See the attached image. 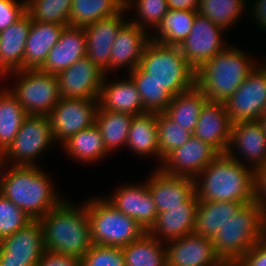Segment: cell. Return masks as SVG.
Here are the masks:
<instances>
[{"mask_svg": "<svg viewBox=\"0 0 266 266\" xmlns=\"http://www.w3.org/2000/svg\"><path fill=\"white\" fill-rule=\"evenodd\" d=\"M231 149L220 153L199 174H203V183L195 187L199 201L242 202L244 205L254 200L255 171L247 169ZM205 177V178H204Z\"/></svg>", "mask_w": 266, "mask_h": 266, "instance_id": "6da1fadb", "label": "cell"}, {"mask_svg": "<svg viewBox=\"0 0 266 266\" xmlns=\"http://www.w3.org/2000/svg\"><path fill=\"white\" fill-rule=\"evenodd\" d=\"M39 221L47 251L81 259L92 246L87 205L78 210L62 201Z\"/></svg>", "mask_w": 266, "mask_h": 266, "instance_id": "7a4b0ae2", "label": "cell"}, {"mask_svg": "<svg viewBox=\"0 0 266 266\" xmlns=\"http://www.w3.org/2000/svg\"><path fill=\"white\" fill-rule=\"evenodd\" d=\"M45 176L34 165H14L10 172L1 175L0 193L32 220H40L61 203Z\"/></svg>", "mask_w": 266, "mask_h": 266, "instance_id": "3957f363", "label": "cell"}, {"mask_svg": "<svg viewBox=\"0 0 266 266\" xmlns=\"http://www.w3.org/2000/svg\"><path fill=\"white\" fill-rule=\"evenodd\" d=\"M254 69L244 53L225 48L196 70L195 85L208 101L225 102Z\"/></svg>", "mask_w": 266, "mask_h": 266, "instance_id": "277c9868", "label": "cell"}, {"mask_svg": "<svg viewBox=\"0 0 266 266\" xmlns=\"http://www.w3.org/2000/svg\"><path fill=\"white\" fill-rule=\"evenodd\" d=\"M266 237V210L253 201L243 205L212 239L215 254L224 260L240 259Z\"/></svg>", "mask_w": 266, "mask_h": 266, "instance_id": "5b68a950", "label": "cell"}, {"mask_svg": "<svg viewBox=\"0 0 266 266\" xmlns=\"http://www.w3.org/2000/svg\"><path fill=\"white\" fill-rule=\"evenodd\" d=\"M139 67L173 97L195 86V69L187 62L179 46L149 40Z\"/></svg>", "mask_w": 266, "mask_h": 266, "instance_id": "8992f818", "label": "cell"}, {"mask_svg": "<svg viewBox=\"0 0 266 266\" xmlns=\"http://www.w3.org/2000/svg\"><path fill=\"white\" fill-rule=\"evenodd\" d=\"M92 244L122 248L141 238L146 231L103 199L87 204Z\"/></svg>", "mask_w": 266, "mask_h": 266, "instance_id": "52a82bcc", "label": "cell"}, {"mask_svg": "<svg viewBox=\"0 0 266 266\" xmlns=\"http://www.w3.org/2000/svg\"><path fill=\"white\" fill-rule=\"evenodd\" d=\"M22 80L11 91L19 100L27 115L47 116L60 101L57 75L37 70H17Z\"/></svg>", "mask_w": 266, "mask_h": 266, "instance_id": "ba28073f", "label": "cell"}, {"mask_svg": "<svg viewBox=\"0 0 266 266\" xmlns=\"http://www.w3.org/2000/svg\"><path fill=\"white\" fill-rule=\"evenodd\" d=\"M96 101L85 98H61L47 115L54 138L64 143L79 131L95 125L99 108Z\"/></svg>", "mask_w": 266, "mask_h": 266, "instance_id": "9c48e42d", "label": "cell"}, {"mask_svg": "<svg viewBox=\"0 0 266 266\" xmlns=\"http://www.w3.org/2000/svg\"><path fill=\"white\" fill-rule=\"evenodd\" d=\"M54 139L47 116L27 115L14 140L2 156L15 159V165L32 166L34 165L32 159H35L34 157Z\"/></svg>", "mask_w": 266, "mask_h": 266, "instance_id": "30bf717a", "label": "cell"}, {"mask_svg": "<svg viewBox=\"0 0 266 266\" xmlns=\"http://www.w3.org/2000/svg\"><path fill=\"white\" fill-rule=\"evenodd\" d=\"M224 104L232 124L258 121L266 105V68L254 69Z\"/></svg>", "mask_w": 266, "mask_h": 266, "instance_id": "8fae6325", "label": "cell"}, {"mask_svg": "<svg viewBox=\"0 0 266 266\" xmlns=\"http://www.w3.org/2000/svg\"><path fill=\"white\" fill-rule=\"evenodd\" d=\"M221 30L224 28L197 13L190 34L179 46L183 56L195 71L225 49L219 34Z\"/></svg>", "mask_w": 266, "mask_h": 266, "instance_id": "7c38bea8", "label": "cell"}, {"mask_svg": "<svg viewBox=\"0 0 266 266\" xmlns=\"http://www.w3.org/2000/svg\"><path fill=\"white\" fill-rule=\"evenodd\" d=\"M61 98H85L98 101L105 75L87 56L57 75Z\"/></svg>", "mask_w": 266, "mask_h": 266, "instance_id": "4fadbf2b", "label": "cell"}, {"mask_svg": "<svg viewBox=\"0 0 266 266\" xmlns=\"http://www.w3.org/2000/svg\"><path fill=\"white\" fill-rule=\"evenodd\" d=\"M219 154L209 143L192 134L182 147L174 149L162 160L166 165L161 170L167 174L196 179V174L198 177Z\"/></svg>", "mask_w": 266, "mask_h": 266, "instance_id": "5bb4252c", "label": "cell"}, {"mask_svg": "<svg viewBox=\"0 0 266 266\" xmlns=\"http://www.w3.org/2000/svg\"><path fill=\"white\" fill-rule=\"evenodd\" d=\"M124 1V8L114 16L99 20L84 27L86 38V56L103 71L109 66L112 45L121 27L126 23L121 13L128 9L129 0ZM127 8V9H126Z\"/></svg>", "mask_w": 266, "mask_h": 266, "instance_id": "9a60e30c", "label": "cell"}, {"mask_svg": "<svg viewBox=\"0 0 266 266\" xmlns=\"http://www.w3.org/2000/svg\"><path fill=\"white\" fill-rule=\"evenodd\" d=\"M169 243L167 266H221L210 238L191 233Z\"/></svg>", "mask_w": 266, "mask_h": 266, "instance_id": "2e32d148", "label": "cell"}, {"mask_svg": "<svg viewBox=\"0 0 266 266\" xmlns=\"http://www.w3.org/2000/svg\"><path fill=\"white\" fill-rule=\"evenodd\" d=\"M231 126L224 102L207 101L201 108L193 135L209 143L219 153H226Z\"/></svg>", "mask_w": 266, "mask_h": 266, "instance_id": "e0dca14e", "label": "cell"}, {"mask_svg": "<svg viewBox=\"0 0 266 266\" xmlns=\"http://www.w3.org/2000/svg\"><path fill=\"white\" fill-rule=\"evenodd\" d=\"M196 179L167 174L159 169L147 182L157 213L181 206L194 193Z\"/></svg>", "mask_w": 266, "mask_h": 266, "instance_id": "ac0fdd59", "label": "cell"}, {"mask_svg": "<svg viewBox=\"0 0 266 266\" xmlns=\"http://www.w3.org/2000/svg\"><path fill=\"white\" fill-rule=\"evenodd\" d=\"M86 56L84 27L65 26L58 42L51 48L40 71L58 75Z\"/></svg>", "mask_w": 266, "mask_h": 266, "instance_id": "d6986e66", "label": "cell"}, {"mask_svg": "<svg viewBox=\"0 0 266 266\" xmlns=\"http://www.w3.org/2000/svg\"><path fill=\"white\" fill-rule=\"evenodd\" d=\"M116 209L134 219L146 232L157 218L153 196L145 186H126L120 188L112 199L108 200Z\"/></svg>", "mask_w": 266, "mask_h": 266, "instance_id": "ffe728a7", "label": "cell"}, {"mask_svg": "<svg viewBox=\"0 0 266 266\" xmlns=\"http://www.w3.org/2000/svg\"><path fill=\"white\" fill-rule=\"evenodd\" d=\"M43 228L39 220L0 241V259L29 260L34 266L44 253Z\"/></svg>", "mask_w": 266, "mask_h": 266, "instance_id": "44dd1931", "label": "cell"}, {"mask_svg": "<svg viewBox=\"0 0 266 266\" xmlns=\"http://www.w3.org/2000/svg\"><path fill=\"white\" fill-rule=\"evenodd\" d=\"M144 26L141 22H127L119 30L112 45L109 68L128 64L132 71L139 66L140 59L147 42L150 40L145 36ZM148 38V39H147Z\"/></svg>", "mask_w": 266, "mask_h": 266, "instance_id": "7402d4cb", "label": "cell"}, {"mask_svg": "<svg viewBox=\"0 0 266 266\" xmlns=\"http://www.w3.org/2000/svg\"><path fill=\"white\" fill-rule=\"evenodd\" d=\"M196 192L181 206L171 207L157 214V218L148 233L155 238L160 233L169 240L194 233L196 210L198 205Z\"/></svg>", "mask_w": 266, "mask_h": 266, "instance_id": "603a6c76", "label": "cell"}, {"mask_svg": "<svg viewBox=\"0 0 266 266\" xmlns=\"http://www.w3.org/2000/svg\"><path fill=\"white\" fill-rule=\"evenodd\" d=\"M65 26L31 20L24 51V70L40 69Z\"/></svg>", "mask_w": 266, "mask_h": 266, "instance_id": "cb8c5ba5", "label": "cell"}, {"mask_svg": "<svg viewBox=\"0 0 266 266\" xmlns=\"http://www.w3.org/2000/svg\"><path fill=\"white\" fill-rule=\"evenodd\" d=\"M97 102H101L99 108L105 111L123 112L133 116L147 112L132 79L115 82L109 86L105 84V80L102 81Z\"/></svg>", "mask_w": 266, "mask_h": 266, "instance_id": "d4e9b609", "label": "cell"}, {"mask_svg": "<svg viewBox=\"0 0 266 266\" xmlns=\"http://www.w3.org/2000/svg\"><path fill=\"white\" fill-rule=\"evenodd\" d=\"M244 204L242 202L199 201L196 210L194 233L213 239L225 223Z\"/></svg>", "mask_w": 266, "mask_h": 266, "instance_id": "484cf974", "label": "cell"}, {"mask_svg": "<svg viewBox=\"0 0 266 266\" xmlns=\"http://www.w3.org/2000/svg\"><path fill=\"white\" fill-rule=\"evenodd\" d=\"M237 145L241 152L255 161L254 170L266 163V136L258 121L232 124L229 147Z\"/></svg>", "mask_w": 266, "mask_h": 266, "instance_id": "4316f807", "label": "cell"}, {"mask_svg": "<svg viewBox=\"0 0 266 266\" xmlns=\"http://www.w3.org/2000/svg\"><path fill=\"white\" fill-rule=\"evenodd\" d=\"M31 19L25 13L19 20L0 32V52L5 65L13 72L24 70V51Z\"/></svg>", "mask_w": 266, "mask_h": 266, "instance_id": "83f0119b", "label": "cell"}, {"mask_svg": "<svg viewBox=\"0 0 266 266\" xmlns=\"http://www.w3.org/2000/svg\"><path fill=\"white\" fill-rule=\"evenodd\" d=\"M207 101L203 92L195 85L191 89L174 96L164 113L193 134L201 108Z\"/></svg>", "mask_w": 266, "mask_h": 266, "instance_id": "f1b7e54d", "label": "cell"}, {"mask_svg": "<svg viewBox=\"0 0 266 266\" xmlns=\"http://www.w3.org/2000/svg\"><path fill=\"white\" fill-rule=\"evenodd\" d=\"M123 0H72L69 25L85 27L119 13Z\"/></svg>", "mask_w": 266, "mask_h": 266, "instance_id": "f546056e", "label": "cell"}, {"mask_svg": "<svg viewBox=\"0 0 266 266\" xmlns=\"http://www.w3.org/2000/svg\"><path fill=\"white\" fill-rule=\"evenodd\" d=\"M121 249L125 266H167L166 249L148 232Z\"/></svg>", "mask_w": 266, "mask_h": 266, "instance_id": "4dcf8cb0", "label": "cell"}, {"mask_svg": "<svg viewBox=\"0 0 266 266\" xmlns=\"http://www.w3.org/2000/svg\"><path fill=\"white\" fill-rule=\"evenodd\" d=\"M156 115V112H146L133 117L126 144L135 152L159 156Z\"/></svg>", "mask_w": 266, "mask_h": 266, "instance_id": "1f68e13d", "label": "cell"}, {"mask_svg": "<svg viewBox=\"0 0 266 266\" xmlns=\"http://www.w3.org/2000/svg\"><path fill=\"white\" fill-rule=\"evenodd\" d=\"M0 93V153L14 140L27 116L18 98L11 91Z\"/></svg>", "mask_w": 266, "mask_h": 266, "instance_id": "d6a6232c", "label": "cell"}, {"mask_svg": "<svg viewBox=\"0 0 266 266\" xmlns=\"http://www.w3.org/2000/svg\"><path fill=\"white\" fill-rule=\"evenodd\" d=\"M133 115L123 112H111L98 108L96 126L99 128L106 151L125 144Z\"/></svg>", "mask_w": 266, "mask_h": 266, "instance_id": "836d02e7", "label": "cell"}, {"mask_svg": "<svg viewBox=\"0 0 266 266\" xmlns=\"http://www.w3.org/2000/svg\"><path fill=\"white\" fill-rule=\"evenodd\" d=\"M197 11L193 10H171L163 17L160 25V38L151 39L165 45L180 46L193 27Z\"/></svg>", "mask_w": 266, "mask_h": 266, "instance_id": "e575fe53", "label": "cell"}, {"mask_svg": "<svg viewBox=\"0 0 266 266\" xmlns=\"http://www.w3.org/2000/svg\"><path fill=\"white\" fill-rule=\"evenodd\" d=\"M131 79L140 94L147 112H164L173 96L161 84L150 78L139 66L131 71Z\"/></svg>", "mask_w": 266, "mask_h": 266, "instance_id": "d590c367", "label": "cell"}, {"mask_svg": "<svg viewBox=\"0 0 266 266\" xmlns=\"http://www.w3.org/2000/svg\"><path fill=\"white\" fill-rule=\"evenodd\" d=\"M63 144L70 155L84 161H95L100 156H105L107 152L96 124L79 131Z\"/></svg>", "mask_w": 266, "mask_h": 266, "instance_id": "8d00e7d4", "label": "cell"}, {"mask_svg": "<svg viewBox=\"0 0 266 266\" xmlns=\"http://www.w3.org/2000/svg\"><path fill=\"white\" fill-rule=\"evenodd\" d=\"M26 13L33 21L69 26L72 0H27Z\"/></svg>", "mask_w": 266, "mask_h": 266, "instance_id": "74e56055", "label": "cell"}, {"mask_svg": "<svg viewBox=\"0 0 266 266\" xmlns=\"http://www.w3.org/2000/svg\"><path fill=\"white\" fill-rule=\"evenodd\" d=\"M159 143V157L164 159L171 151L182 147L192 136L181 125L170 119L164 112L156 115Z\"/></svg>", "mask_w": 266, "mask_h": 266, "instance_id": "f35d334b", "label": "cell"}, {"mask_svg": "<svg viewBox=\"0 0 266 266\" xmlns=\"http://www.w3.org/2000/svg\"><path fill=\"white\" fill-rule=\"evenodd\" d=\"M243 2L244 0H199L197 13L226 28L242 12Z\"/></svg>", "mask_w": 266, "mask_h": 266, "instance_id": "ab89813d", "label": "cell"}, {"mask_svg": "<svg viewBox=\"0 0 266 266\" xmlns=\"http://www.w3.org/2000/svg\"><path fill=\"white\" fill-rule=\"evenodd\" d=\"M32 221L23 210L0 193V241Z\"/></svg>", "mask_w": 266, "mask_h": 266, "instance_id": "60d3db41", "label": "cell"}, {"mask_svg": "<svg viewBox=\"0 0 266 266\" xmlns=\"http://www.w3.org/2000/svg\"><path fill=\"white\" fill-rule=\"evenodd\" d=\"M81 266H125L122 249L92 244L81 258Z\"/></svg>", "mask_w": 266, "mask_h": 266, "instance_id": "b9f144b4", "label": "cell"}, {"mask_svg": "<svg viewBox=\"0 0 266 266\" xmlns=\"http://www.w3.org/2000/svg\"><path fill=\"white\" fill-rule=\"evenodd\" d=\"M137 5L140 17L156 28L169 10L167 0H138Z\"/></svg>", "mask_w": 266, "mask_h": 266, "instance_id": "7bdbcfd3", "label": "cell"}, {"mask_svg": "<svg viewBox=\"0 0 266 266\" xmlns=\"http://www.w3.org/2000/svg\"><path fill=\"white\" fill-rule=\"evenodd\" d=\"M26 13V2L0 0V32L19 20Z\"/></svg>", "mask_w": 266, "mask_h": 266, "instance_id": "ee69618b", "label": "cell"}, {"mask_svg": "<svg viewBox=\"0 0 266 266\" xmlns=\"http://www.w3.org/2000/svg\"><path fill=\"white\" fill-rule=\"evenodd\" d=\"M36 266H81V259L45 250Z\"/></svg>", "mask_w": 266, "mask_h": 266, "instance_id": "f6af8a7d", "label": "cell"}, {"mask_svg": "<svg viewBox=\"0 0 266 266\" xmlns=\"http://www.w3.org/2000/svg\"><path fill=\"white\" fill-rule=\"evenodd\" d=\"M240 260L246 266H266V237L249 249Z\"/></svg>", "mask_w": 266, "mask_h": 266, "instance_id": "bcb514c9", "label": "cell"}, {"mask_svg": "<svg viewBox=\"0 0 266 266\" xmlns=\"http://www.w3.org/2000/svg\"><path fill=\"white\" fill-rule=\"evenodd\" d=\"M255 171L254 200L260 203L266 210V163ZM265 197V198H263Z\"/></svg>", "mask_w": 266, "mask_h": 266, "instance_id": "7dc6e473", "label": "cell"}, {"mask_svg": "<svg viewBox=\"0 0 266 266\" xmlns=\"http://www.w3.org/2000/svg\"><path fill=\"white\" fill-rule=\"evenodd\" d=\"M199 0H167L168 9L197 11Z\"/></svg>", "mask_w": 266, "mask_h": 266, "instance_id": "c3c4849f", "label": "cell"}, {"mask_svg": "<svg viewBox=\"0 0 266 266\" xmlns=\"http://www.w3.org/2000/svg\"><path fill=\"white\" fill-rule=\"evenodd\" d=\"M257 3L254 8V15H256V19L259 21L262 27L266 28V0H255Z\"/></svg>", "mask_w": 266, "mask_h": 266, "instance_id": "681fc988", "label": "cell"}, {"mask_svg": "<svg viewBox=\"0 0 266 266\" xmlns=\"http://www.w3.org/2000/svg\"><path fill=\"white\" fill-rule=\"evenodd\" d=\"M0 266H34L29 260L0 259Z\"/></svg>", "mask_w": 266, "mask_h": 266, "instance_id": "f907efd6", "label": "cell"}, {"mask_svg": "<svg viewBox=\"0 0 266 266\" xmlns=\"http://www.w3.org/2000/svg\"><path fill=\"white\" fill-rule=\"evenodd\" d=\"M221 266H246L240 259L236 260H224Z\"/></svg>", "mask_w": 266, "mask_h": 266, "instance_id": "816d5d0a", "label": "cell"}, {"mask_svg": "<svg viewBox=\"0 0 266 266\" xmlns=\"http://www.w3.org/2000/svg\"><path fill=\"white\" fill-rule=\"evenodd\" d=\"M11 70L5 65L4 61H3V58H2V55H1V52H0V74H5L8 72H10Z\"/></svg>", "mask_w": 266, "mask_h": 266, "instance_id": "f5cc1de1", "label": "cell"}, {"mask_svg": "<svg viewBox=\"0 0 266 266\" xmlns=\"http://www.w3.org/2000/svg\"><path fill=\"white\" fill-rule=\"evenodd\" d=\"M258 122L260 123L262 129H263V132L266 136V114H262L259 119H258Z\"/></svg>", "mask_w": 266, "mask_h": 266, "instance_id": "db71d44e", "label": "cell"}, {"mask_svg": "<svg viewBox=\"0 0 266 266\" xmlns=\"http://www.w3.org/2000/svg\"><path fill=\"white\" fill-rule=\"evenodd\" d=\"M2 159H4V158H3V156H2V153H0V164H1V162H2Z\"/></svg>", "mask_w": 266, "mask_h": 266, "instance_id": "11a10c76", "label": "cell"}]
</instances>
